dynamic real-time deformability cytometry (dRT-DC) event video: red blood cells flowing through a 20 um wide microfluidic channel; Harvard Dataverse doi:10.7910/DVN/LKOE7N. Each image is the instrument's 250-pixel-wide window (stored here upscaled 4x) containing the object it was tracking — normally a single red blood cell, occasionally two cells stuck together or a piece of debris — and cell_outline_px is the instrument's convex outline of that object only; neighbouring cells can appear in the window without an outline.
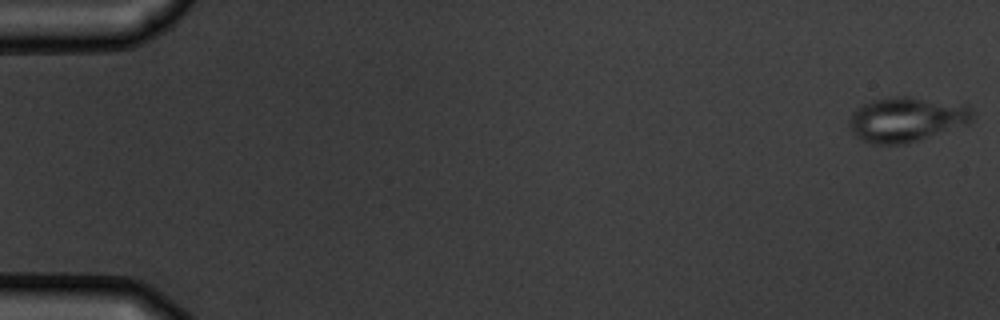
{"species": "common noctule bat (a hibernating species)", "species_latin": "Nyctalus noctula", "temperature_condition": "warm", "stored_images_in_passage": 6, "camera_frame_rate_fps": 3000, "um_per_image_px": 0.085, "animal": {"sex": "male", "body_mass_g": 19.5, "forearm_length_mm": 54.6}, "frame": {"image": 1, "passage_image": 1, "time_ms": 0.0, "image_size_px": [1000, 320], "cell_outline_px": [[976, 116], [968, 124], [904, 144], [872, 144], [860, 140], [852, 132], [848, 124], [848, 120], [852, 112], [856, 108], [872, 100], [896, 96], [908, 96], [968, 104], [976, 112]], "centroid_in_image_um": [77.08, 10.13], "position_along_channel_um": 7.9, "area_um2": 32.6}}